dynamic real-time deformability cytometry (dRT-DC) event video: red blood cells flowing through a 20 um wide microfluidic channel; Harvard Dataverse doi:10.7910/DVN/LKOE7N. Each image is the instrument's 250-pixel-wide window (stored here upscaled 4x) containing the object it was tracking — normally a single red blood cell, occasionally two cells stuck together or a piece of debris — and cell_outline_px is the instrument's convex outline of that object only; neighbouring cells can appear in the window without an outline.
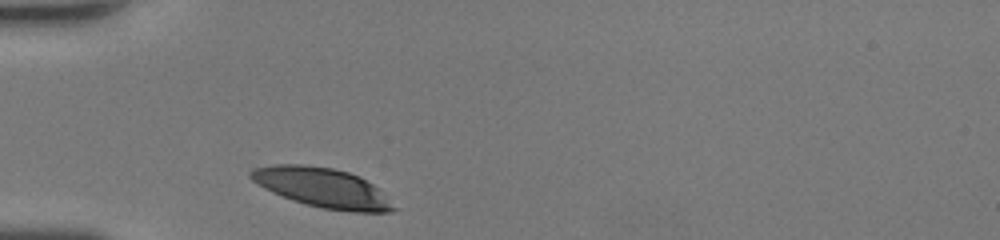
{"species": "human", "species_latin": "Homo sapiens", "temperature_condition": "room temperature", "stored_images_in_passage": 25, "camera_frame_rate_fps": 3000, "um_per_image_px": 0.085, "donor": {"sex": "female"}, "frame": {"image": 1, "passage_image": 1, "time_ms": 0.0, "image_size_px": [1000, 240], "cell_outline_px": [[396, 208], [388, 212], [352, 212], [324, 208], [292, 200], [272, 192], [264, 188], [252, 180], [248, 176], [248, 172], [252, 168], [272, 164], [304, 164], [332, 168], [348, 172], [360, 176], [372, 184]], "centroid_in_image_um": [27.33, 15.93], "position_along_channel_um": 57.7, "area_um2": 32.6}}
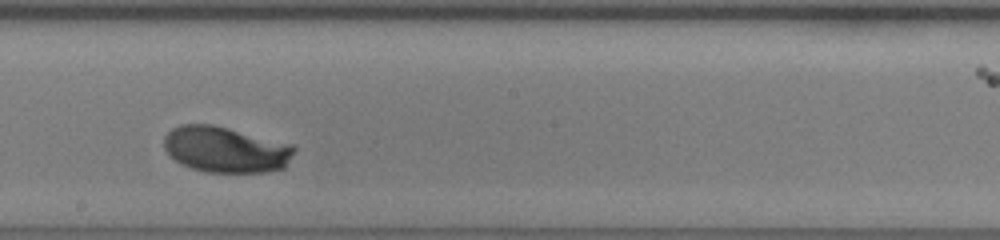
{"frame": {"image": 2, "passage_image": 14, "time_ms": 4.333, "image_size_px": [1000, 240], "cell_outline_px": [[296, 148], [284, 168], [264, 172], [208, 172], [192, 168], [180, 164], [164, 148], [164, 136], [172, 128], [180, 124], [212, 124], [292, 144]], "centroid_in_image_um": [19.16, 12.7], "position_along_channel_um": 229.0, "area_um2": 34.68}}
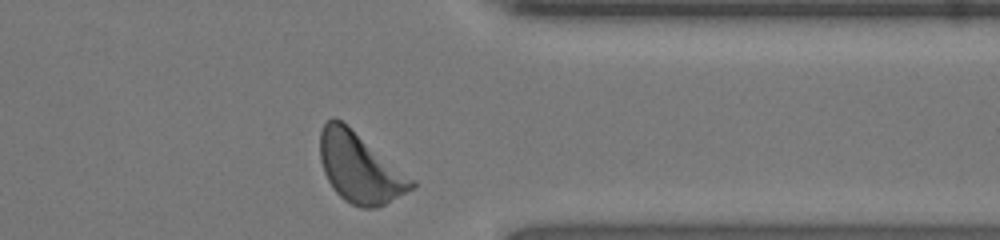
{"frame": {"image": 3, "passage_image": 25, "time_ms": 8.0, "image_size_px": [1000, 240], "cell_outline_px": [[416, 188], [376, 208], [360, 208], [344, 200], [336, 192], [328, 180], [324, 172], [320, 160], [320, 132], [324, 124], [332, 116], [340, 120], [416, 180]], "centroid_in_image_um": [30.6, 14.29], "position_along_channel_um": 380.8, "area_um2": 36.99}, "authors_computed_cell_mechanics": {"area_um2": 34.4488, "velocity_mm_per_s": 4.2496, "shape_relaxation_time_tau1_ms": 2.2842, "shape_relaxation_time_tau2_ms": null, "deformation_change_tau1": 0.1368, "deformation_change_tau2": null}}